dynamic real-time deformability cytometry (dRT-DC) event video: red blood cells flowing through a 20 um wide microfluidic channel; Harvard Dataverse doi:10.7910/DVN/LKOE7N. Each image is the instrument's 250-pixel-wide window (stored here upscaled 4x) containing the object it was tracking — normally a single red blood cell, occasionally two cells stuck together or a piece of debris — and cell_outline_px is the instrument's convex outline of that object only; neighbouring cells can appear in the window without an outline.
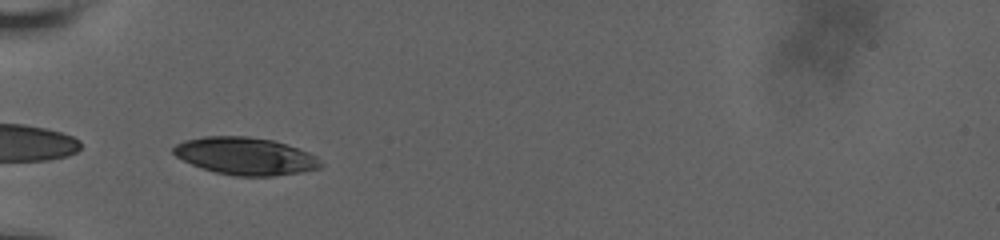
{"species": "human", "species_latin": "Homo sapiens", "temperature_condition": "room temperature", "stored_images_in_passage": 37, "camera_frame_rate_fps": 3000, "um_per_image_px": 0.085, "donor": {"sex": "male"}, "frame": {"image": 1, "passage_image": 1, "time_ms": 0.0, "image_size_px": [1000, 240], "cell_outline_px": [[324, 164], [320, 168], [300, 172], [272, 176], [236, 176], [216, 172], [192, 164], [176, 156], [172, 152], [172, 148], [176, 144], [184, 140], [204, 136], [248, 136], [272, 140], [308, 152], [316, 156]], "centroid_in_image_um": [20.85, 13.26], "position_along_channel_um": 64.1, "area_um2": 31.91}}
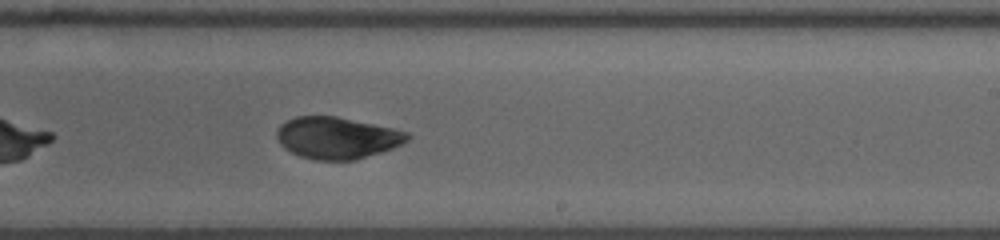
{"frame": {"image": 2, "passage_image": 17, "time_ms": 5.333, "image_size_px": [1000, 240], "cell_outline_px": [[412, 136], [408, 140], [392, 148], [356, 160], [316, 160], [300, 156], [284, 148], [280, 144], [276, 136], [276, 132], [280, 124], [296, 116], [336, 116], [392, 128], [408, 132]], "centroid_in_image_um": [28.63, 11.71], "position_along_channel_um": 260.4, "area_um2": 31.67}}
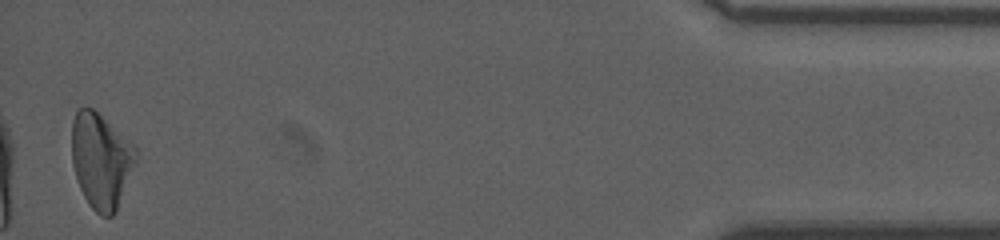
{"frame": {"image": 3, "passage_image": 36, "time_ms": 11.667, "image_size_px": [1000, 240], "cell_outline_px": [[136, 164], [116, 212], [112, 216], [100, 216], [88, 204], [80, 188], [72, 164], [72, 120], [76, 112], [80, 108], [92, 108], [136, 144]], "centroid_in_image_um": [8.61, 13.65], "position_along_channel_um": 426.6, "area_um2": 35.84}, "authors_computed_cell_mechanics": {"area_um2": 32.368, "velocity_mm_per_s": 3.8273, "shape_relaxation_time_tau1_ms": 5.0228, "shape_relaxation_time_tau2_ms": 2.3018, "deformation_change_tau1": 0.1355, "deformation_change_tau2": 0.0615}}